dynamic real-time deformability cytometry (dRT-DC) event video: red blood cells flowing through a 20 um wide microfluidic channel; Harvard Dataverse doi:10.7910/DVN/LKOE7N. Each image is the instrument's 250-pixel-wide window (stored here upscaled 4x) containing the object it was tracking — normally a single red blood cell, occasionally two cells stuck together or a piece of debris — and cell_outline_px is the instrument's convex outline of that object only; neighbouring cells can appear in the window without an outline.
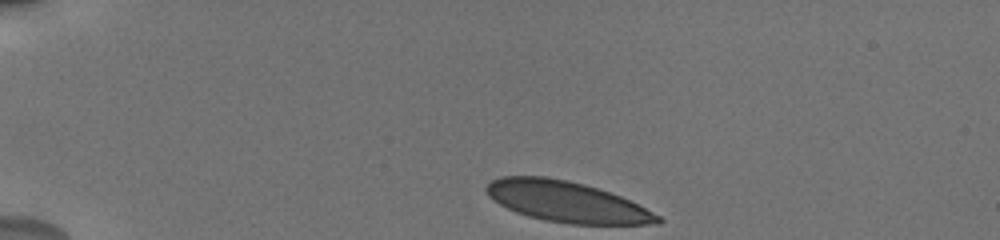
{"species": "human", "species_latin": "Homo sapiens", "temperature_condition": "cold", "stored_images_in_passage": 6, "camera_frame_rate_fps": 3000, "um_per_image_px": 0.085, "donor": {"sex": "male"}, "frame": {"image": 1, "passage_image": 1, "time_ms": 0.0, "image_size_px": [1000, 240], "cell_outline_px": [[664, 220], [660, 224], [568, 224], [544, 220], [528, 216], [516, 212], [492, 200], [488, 196], [484, 188], [492, 180], [500, 176], [544, 176], [568, 180], [584, 184], [620, 196], [660, 216]], "centroid_in_image_um": [48.13, 17.15], "position_along_channel_um": 36.9, "area_um2": 40.52}}
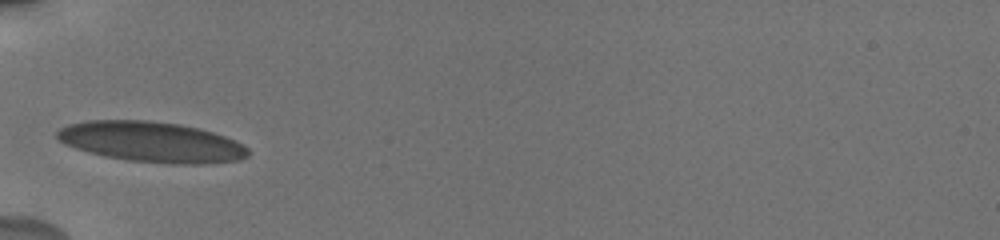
{"frame": {"image": 2, "passage_image": 5, "time_ms": 2.667, "image_size_px": [1000, 240], "cell_outline_px": [[248, 156], [240, 160], [212, 164], [172, 164], [128, 160], [104, 156], [88, 152], [64, 144], [56, 136], [56, 132], [60, 128], [68, 124], [88, 120], [148, 120], [180, 124], [200, 128], [224, 136], [244, 144], [248, 148]], "centroid_in_image_um": [12.9, 12.07], "position_along_channel_um": 72.1, "area_um2": 45.32}}